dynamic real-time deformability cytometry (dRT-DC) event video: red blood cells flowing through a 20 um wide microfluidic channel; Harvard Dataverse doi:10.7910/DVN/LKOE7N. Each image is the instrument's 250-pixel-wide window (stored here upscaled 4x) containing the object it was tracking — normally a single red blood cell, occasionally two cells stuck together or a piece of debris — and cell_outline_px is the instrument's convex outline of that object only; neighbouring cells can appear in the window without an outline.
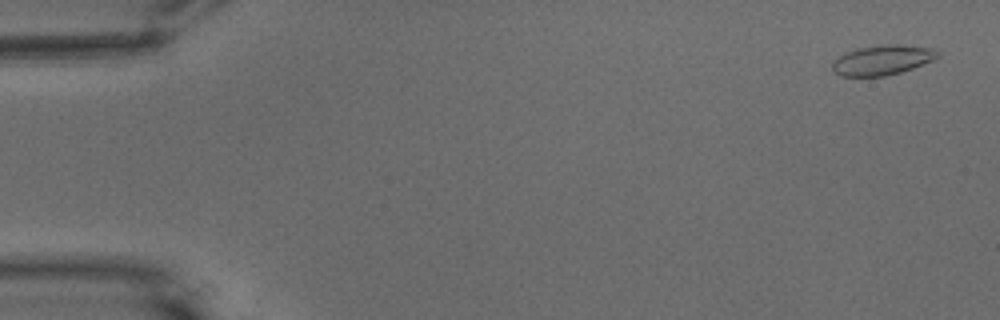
{"species": "common noctule bat (a hibernating species)", "species_latin": "Nyctalus noctula", "temperature_condition": "warm", "stored_images_in_passage": 58, "camera_frame_rate_fps": 3000, "um_per_image_px": 0.085, "animal": {"sex": "male", "body_mass_g": 15.6}, "frame": {"image": 1, "passage_image": 3, "time_ms": 0.667, "image_size_px": [1000, 320], "cell_outline_px": [[940, 56], [932, 60], [912, 68], [900, 72], [884, 76], [840, 76], [832, 68], [832, 64], [840, 56], [856, 48], [888, 44], [896, 44], [936, 48], [940, 52]], "centroid_in_image_um": [75.05, 5.09], "position_along_channel_um": 10.0, "area_um2": 18.15}}
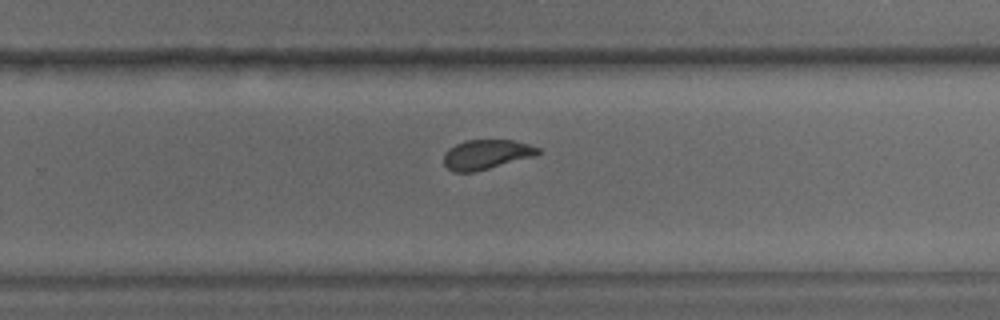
{"frame": {"image": 2, "passage_image": 38, "time_ms": 12.333, "image_size_px": [1000, 320], "cell_outline_px": [[540, 152], [536, 156], [476, 172], [452, 172], [444, 164], [444, 152], [448, 148], [464, 140], [512, 140], [528, 144], [540, 148]], "centroid_in_image_um": [41.33, 13.13], "position_along_channel_um": 288.5, "area_um2": 16.47}}
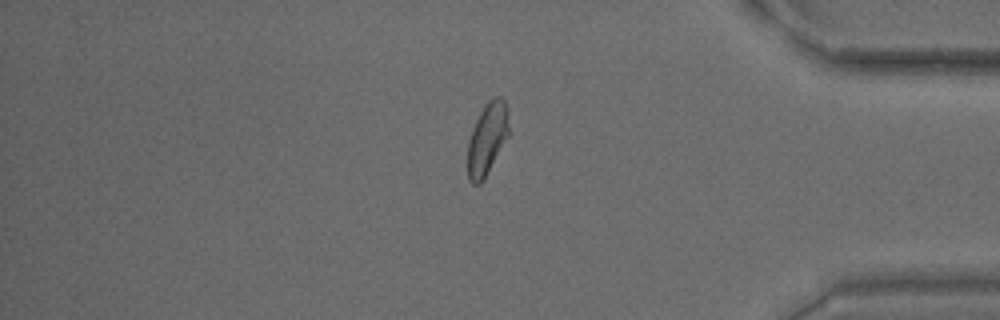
{"frame": {"image": 3, "passage_image": 49, "time_ms": 16.0, "image_size_px": [1000, 320], "cell_outline_px": [[508, 136], [484, 180], [480, 184], [472, 184], [468, 180], [468, 140], [472, 128], [484, 104], [488, 100], [496, 96], [500, 96], [504, 100], [508, 108]], "centroid_in_image_um": [41.4, 11.79], "position_along_channel_um": 393.8, "area_um2": 17.4}, "authors_computed_cell_mechanics": {"area_um2": 17.7157, "velocity_mm_per_s": 3.5572, "shape_relaxation_time_tau1_ms": 4.9755, "shape_relaxation_time_tau2_ms": 1.0595, "deformation_change_tau1": 0.1463, "deformation_change_tau2": 0.0754}}